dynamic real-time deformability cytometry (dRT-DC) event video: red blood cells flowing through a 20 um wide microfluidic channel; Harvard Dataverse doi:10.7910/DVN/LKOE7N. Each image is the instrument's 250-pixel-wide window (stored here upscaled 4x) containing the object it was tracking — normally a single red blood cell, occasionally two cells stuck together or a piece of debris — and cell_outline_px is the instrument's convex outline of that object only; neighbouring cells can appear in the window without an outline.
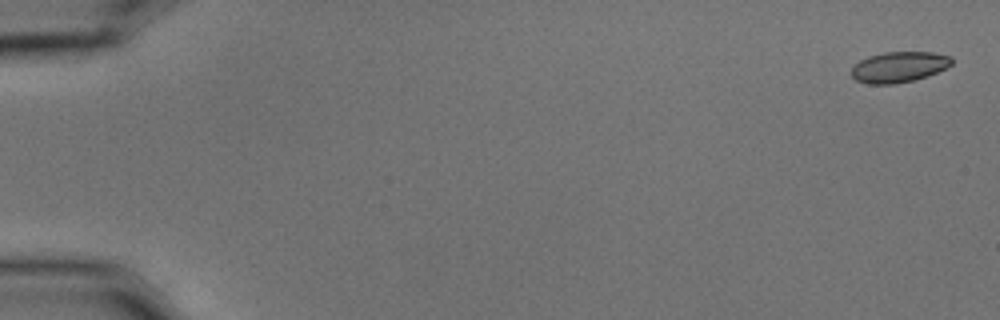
{"species": "common noctule bat (a hibernating species)", "species_latin": "Nyctalus noctula", "temperature_condition": "cold", "stored_images_in_passage": 7, "camera_frame_rate_fps": 3000, "um_per_image_px": 0.085, "animal": {"sex": "male", "body_mass_g": 15.6}, "frame": {"image": 1, "passage_image": 1, "time_ms": 0.0, "image_size_px": [1000, 320], "cell_outline_px": [[952, 64], [928, 76], [912, 80], [892, 84], [868, 84], [856, 80], [848, 72], [860, 60], [868, 56], [884, 52], [932, 52], [952, 56]], "centroid_in_image_um": [76.38, 5.69], "position_along_channel_um": 8.6, "area_um2": 17.92}}
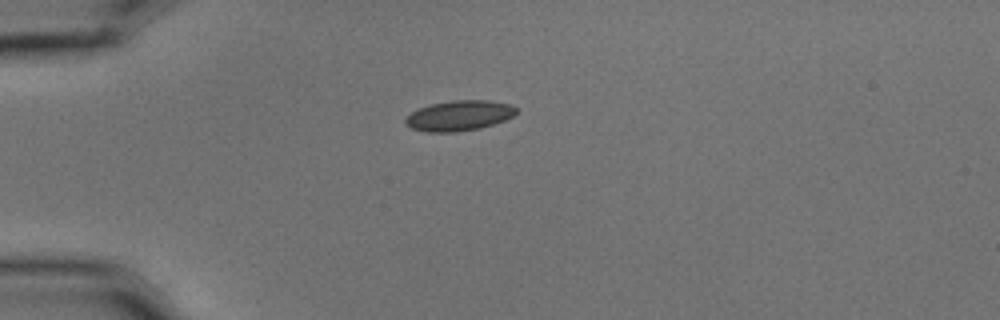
{"frame": {"image": 2, "passage_image": 5, "time_ms": 1.333, "image_size_px": [1000, 320], "cell_outline_px": [[516, 112], [512, 116], [504, 120], [480, 128], [456, 132], [424, 132], [412, 128], [404, 124], [404, 120], [412, 112], [420, 108], [432, 104], [452, 100], [488, 100], [512, 104], [516, 108]], "centroid_in_image_um": [39.02, 9.83], "position_along_channel_um": 46.0, "area_um2": 19.48}}
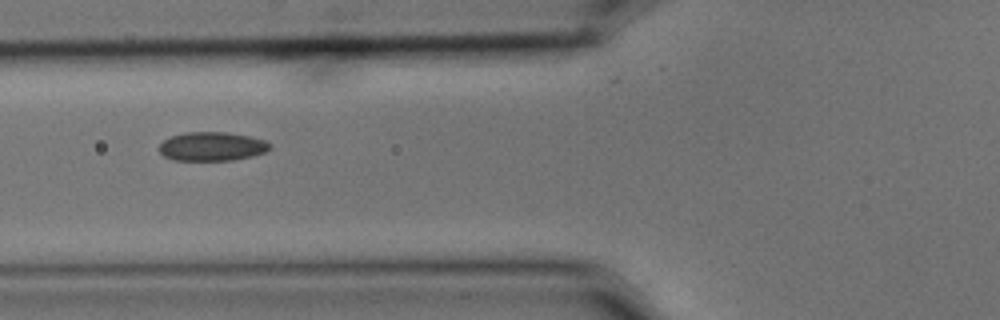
{"frame": {"image": 3, "passage_image": 7, "time_ms": 2.0, "image_size_px": [1000, 320], "cell_outline_px": [[272, 148], [264, 152], [252, 156], [232, 160], [172, 160], [164, 156], [160, 152], [160, 144], [164, 140], [172, 136], [184, 132], [228, 132], [252, 136], [264, 140], [272, 144]], "centroid_in_image_um": [18.05, 12.44], "position_along_channel_um": 107.8, "area_um2": 18.73}}